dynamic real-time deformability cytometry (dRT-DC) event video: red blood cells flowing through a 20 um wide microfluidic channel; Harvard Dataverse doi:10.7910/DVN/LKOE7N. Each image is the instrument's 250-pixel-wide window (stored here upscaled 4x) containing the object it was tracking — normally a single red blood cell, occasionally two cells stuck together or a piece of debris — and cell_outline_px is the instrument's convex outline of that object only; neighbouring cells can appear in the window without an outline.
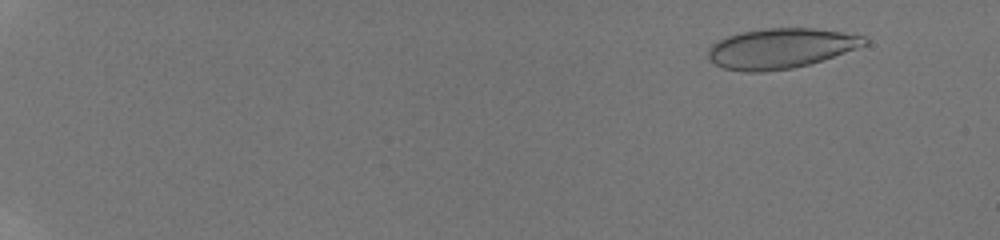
{"species": "human", "species_latin": "Homo sapiens", "temperature_condition": "room temperature", "stored_images_in_passage": 17, "camera_frame_rate_fps": 3000, "um_per_image_px": 0.085, "donor": {"sex": "male"}, "frame": {"image": 1, "passage_image": 4, "time_ms": 1.667, "image_size_px": [1000, 240], "cell_outline_px": [[868, 44], [808, 64], [792, 68], [764, 72], [744, 72], [724, 68], [716, 64], [708, 56], [708, 48], [716, 40], [740, 32], [764, 28], [816, 28], [864, 36], [868, 40]], "centroid_in_image_um": [66.32, 4.1], "position_along_channel_um": 18.7, "area_um2": 36.3}}
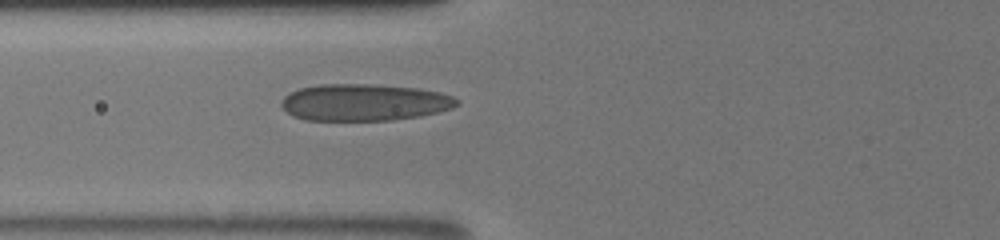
{"frame": {"image": 2, "passage_image": 15, "time_ms": 8.0, "image_size_px": [1000, 240], "cell_outline_px": [[460, 104], [452, 108], [420, 116], [392, 120], [304, 120], [292, 116], [280, 104], [280, 100], [284, 96], [300, 88], [320, 84], [368, 84], [416, 88], [440, 92], [452, 96], [460, 100]], "centroid_in_image_um": [30.96, 8.7], "position_along_channel_um": 94.8, "area_um2": 37.69}}
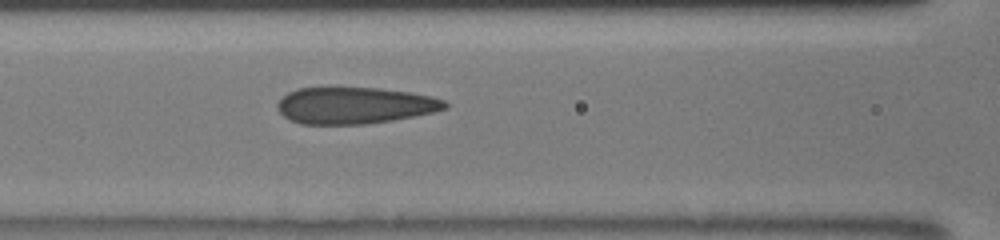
{"frame": {"image": 3, "passage_image": 17, "time_ms": 9.0, "image_size_px": [1000, 240], "cell_outline_px": [[448, 108], [432, 112], [392, 120], [364, 124], [300, 124], [284, 116], [276, 108], [276, 104], [288, 92], [300, 88], [380, 88], [408, 92], [432, 96], [444, 100], [448, 104]], "centroid_in_image_um": [30.14, 8.96], "position_along_channel_um": 136.5, "area_um2": 35.49}}